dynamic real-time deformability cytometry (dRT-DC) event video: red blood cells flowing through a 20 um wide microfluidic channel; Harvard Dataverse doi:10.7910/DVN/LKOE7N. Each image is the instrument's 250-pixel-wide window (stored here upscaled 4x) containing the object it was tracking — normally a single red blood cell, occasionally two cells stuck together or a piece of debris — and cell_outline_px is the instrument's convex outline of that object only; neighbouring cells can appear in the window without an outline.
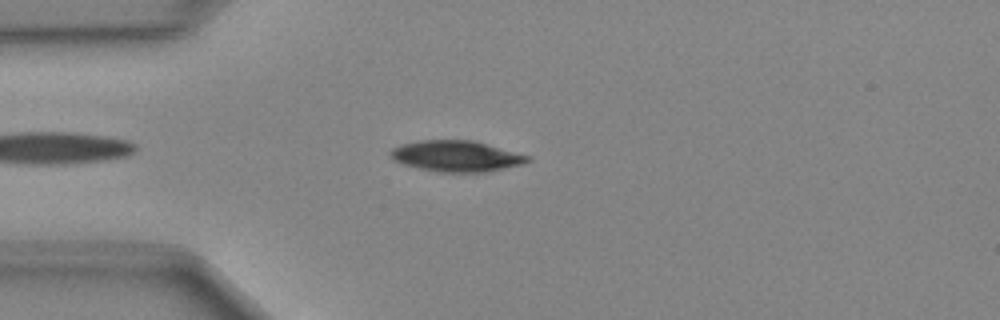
{"species": "Egyptian fruit bat (a non-hibernating species)", "species_latin": "Rousettus aegyptiacus", "temperature_condition": "cold", "stored_images_in_passage": 42, "camera_frame_rate_fps": 3000, "um_per_image_px": 0.085, "animal": {"sex": "female"}, "frame": {"image": 1, "passage_image": 6, "time_ms": 1.667, "image_size_px": [1000, 320], "cell_outline_px": [[532, 160], [520, 164], [484, 172], [440, 172], [420, 168], [404, 164], [392, 160], [388, 152], [392, 148], [404, 144], [420, 140], [476, 140], [532, 156]], "centroid_in_image_um": [38.81, 13.25], "position_along_channel_um": 46.2, "area_um2": 24.8}}
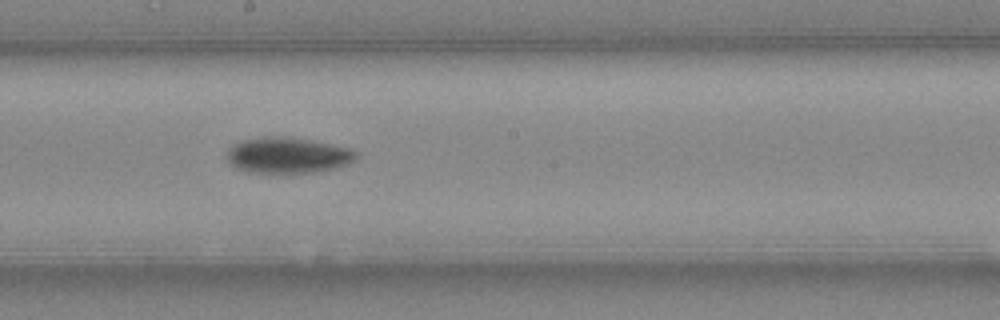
{"frame": {"image": 2, "passage_image": 20, "time_ms": 6.333, "image_size_px": [1000, 320], "cell_outline_px": [[356, 156], [348, 164], [336, 168], [316, 172], [248, 172], [236, 168], [228, 164], [228, 148], [232, 144], [240, 140], [264, 136], [288, 136], [348, 148], [356, 152]], "centroid_in_image_um": [24.38, 13.19], "position_along_channel_um": 223.8, "area_um2": 26.88}}
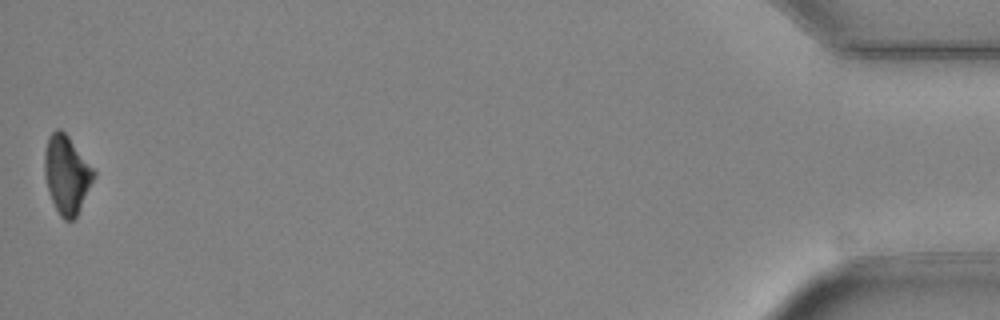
{"frame": {"image": 3, "passage_image": 42, "time_ms": 13.667, "image_size_px": [1000, 320], "cell_outline_px": [[96, 176], [76, 216], [72, 220], [64, 220], [60, 216], [48, 192], [44, 176], [44, 152], [48, 136], [56, 128], [60, 128], [68, 136], [96, 172]], "centroid_in_image_um": [5.65, 14.82], "position_along_channel_um": 429.5, "area_um2": 22.37}}